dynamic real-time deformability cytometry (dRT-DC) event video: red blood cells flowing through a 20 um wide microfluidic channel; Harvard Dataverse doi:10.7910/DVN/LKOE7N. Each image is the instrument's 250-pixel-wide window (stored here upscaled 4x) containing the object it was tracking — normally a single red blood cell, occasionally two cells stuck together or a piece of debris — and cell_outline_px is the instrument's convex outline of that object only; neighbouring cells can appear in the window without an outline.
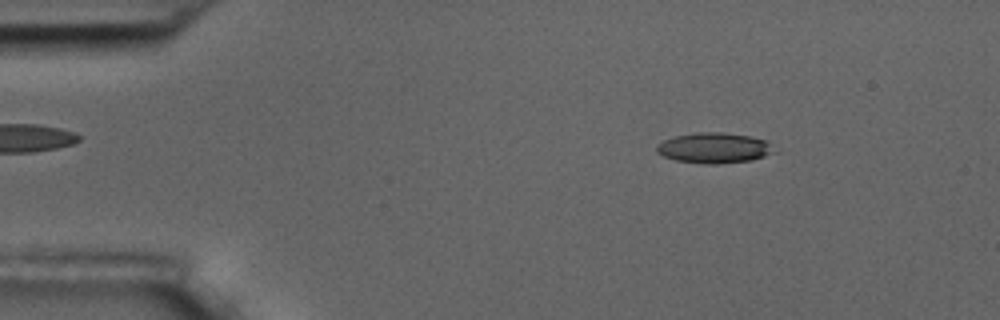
{"species": "common noctule bat (a hibernating species)", "species_latin": "Nyctalus noctula", "temperature_condition": "room temperature", "stored_images_in_passage": 5, "camera_frame_rate_fps": 3000, "um_per_image_px": 0.085, "animal": {"sex": "male", "body_mass_g": 17.5, "forearm_length_mm": 52.3}, "frame": {"image": 1, "passage_image": 2, "time_ms": 1.0, "image_size_px": [1000, 320], "cell_outline_px": [[780, 152], [752, 160], [716, 164], [704, 164], [676, 160], [664, 156], [656, 152], [656, 144], [664, 140], [676, 136], [696, 132], [724, 132], [748, 136], [768, 140]], "centroid_in_image_um": [60.77, 12.57], "position_along_channel_um": 24.2, "area_um2": 21.21}}
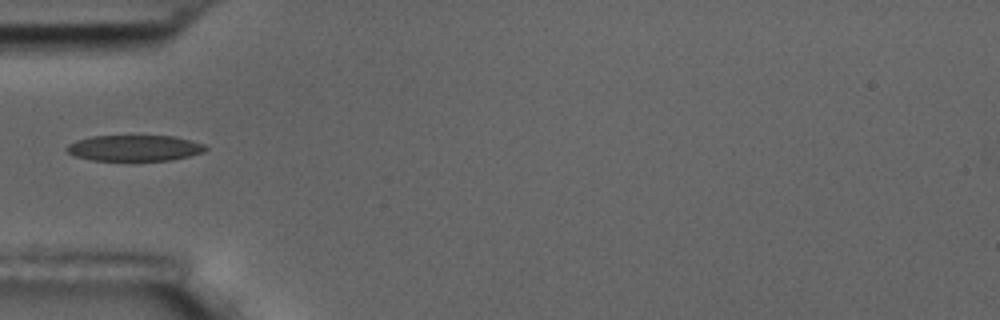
{"frame": {"image": 2, "passage_image": 5, "time_ms": 4.333, "image_size_px": [1000, 320], "cell_outline_px": [[208, 148], [204, 152], [172, 160], [92, 160], [76, 156], [68, 152], [64, 148], [68, 144], [76, 140], [92, 136], [176, 136], [192, 140], [204, 144]], "centroid_in_image_um": [11.45, 12.57], "position_along_channel_um": 73.6, "area_um2": 20.98}}